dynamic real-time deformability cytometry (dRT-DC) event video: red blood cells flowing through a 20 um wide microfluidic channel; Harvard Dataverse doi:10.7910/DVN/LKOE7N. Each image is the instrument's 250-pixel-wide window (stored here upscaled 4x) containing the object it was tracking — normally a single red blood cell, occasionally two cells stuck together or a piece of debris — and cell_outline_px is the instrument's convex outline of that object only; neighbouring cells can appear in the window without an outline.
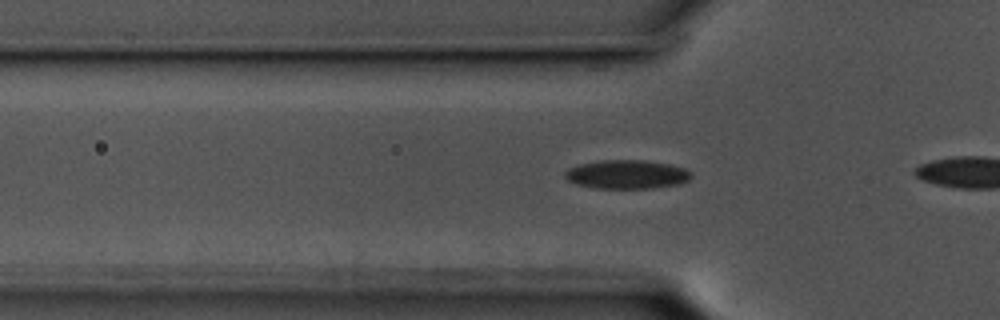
{"species": "common noctule bat (a hibernating species)", "species_latin": "Nyctalus noctula", "temperature_condition": "cold", "stored_images_in_passage": 43, "camera_frame_rate_fps": 3000, "um_per_image_px": 0.085, "animal": {"sex": "male", "body_mass_g": 17.5, "forearm_length_mm": 52.3}, "frame": {"image": 1, "passage_image": 17, "time_ms": 5.333, "image_size_px": [1000, 320], "cell_outline_px": [[692, 176], [688, 180], [680, 184], [652, 188], [596, 188], [576, 184], [568, 180], [564, 176], [564, 172], [568, 168], [580, 164], [600, 160], [644, 160], [668, 164], [684, 168], [692, 172]], "centroid_in_image_um": [53.28, 14.82], "position_along_channel_um": 72.5, "area_um2": 21.21}}
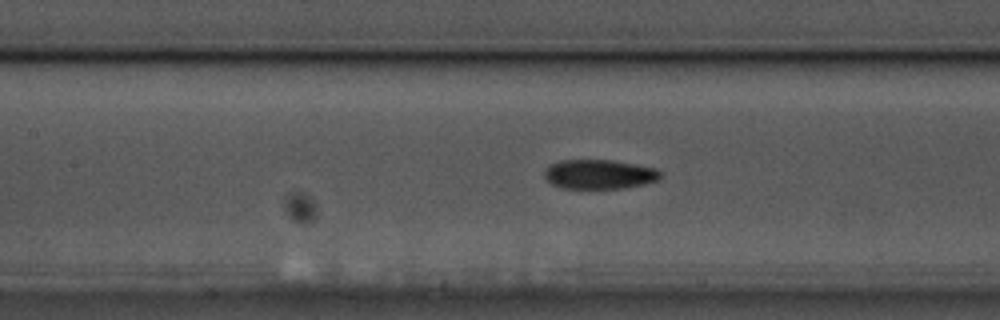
{"frame": {"image": 2, "passage_image": 24, "time_ms": 7.667, "image_size_px": [1000, 320], "cell_outline_px": [[660, 180], [644, 184], [620, 188], [564, 188], [552, 184], [544, 176], [544, 172], [552, 164], [560, 160], [612, 160], [636, 164], [656, 168], [660, 172]], "centroid_in_image_um": [50.97, 14.81], "position_along_channel_um": 156.4, "area_um2": 19.71}}
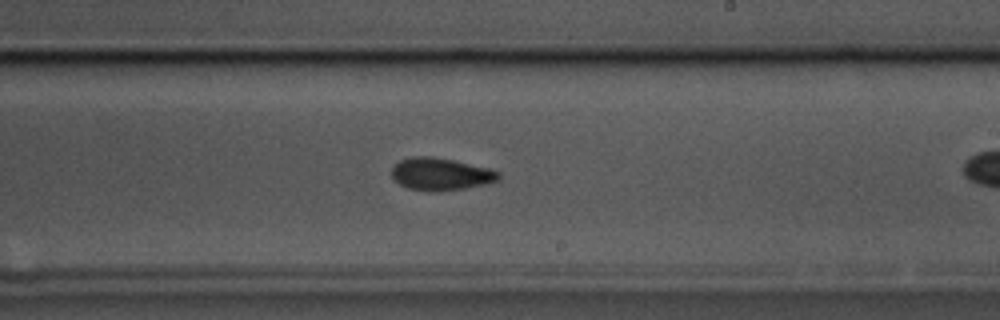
{"frame": {"image": 3, "passage_image": 32, "time_ms": 10.333, "image_size_px": [1000, 320], "cell_outline_px": [[500, 180], [484, 184], [464, 188], [436, 192], [432, 192], [408, 188], [400, 184], [392, 176], [392, 168], [400, 160], [412, 156], [432, 156], [492, 168], [500, 172]], "centroid_in_image_um": [37.49, 14.79], "position_along_channel_um": 251.5, "area_um2": 20.23}}